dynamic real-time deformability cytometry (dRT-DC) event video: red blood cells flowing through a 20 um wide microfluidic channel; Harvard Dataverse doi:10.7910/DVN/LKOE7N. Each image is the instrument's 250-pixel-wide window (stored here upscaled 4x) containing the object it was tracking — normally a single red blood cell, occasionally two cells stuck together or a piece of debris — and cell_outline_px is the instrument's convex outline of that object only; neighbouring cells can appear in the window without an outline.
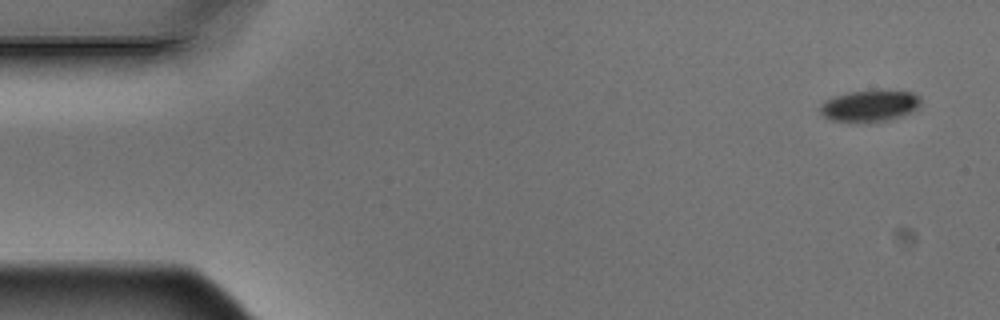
{"species": "Egyptian fruit bat (a non-hibernating species)", "species_latin": "Rousettus aegyptiacus", "temperature_condition": "warm", "stored_images_in_passage": 6, "segment_of_instrument_passage": [1, 2], "camera_frame_rate_fps": 3000, "um_per_image_px": 0.085, "animal": {"sex": "male"}, "frame": {"image": 1, "passage_image": 1, "time_ms": 0.0, "image_size_px": [1000, 320], "cell_outline_px": [[920, 104], [912, 112], [888, 120], [828, 120], [820, 112], [820, 104], [824, 100], [848, 92], [912, 92], [920, 96]], "centroid_in_image_um": [73.9, 8.99], "position_along_channel_um": 11.1, "area_um2": 17.51}}
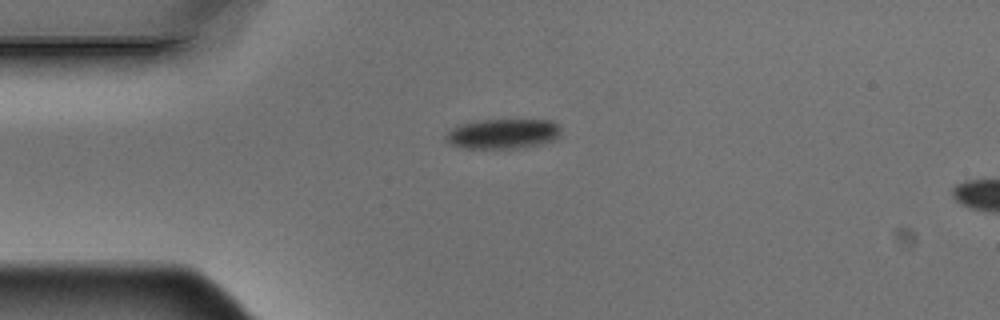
{"frame": {"image": 2, "passage_image": 4, "time_ms": 1.0, "image_size_px": [1000, 320], "cell_outline_px": [[560, 132], [552, 140], [536, 144], [516, 148], [460, 148], [448, 144], [444, 140], [444, 136], [452, 128], [460, 124], [484, 120], [552, 120], [560, 124]], "centroid_in_image_um": [42.68, 11.37], "position_along_channel_um": 42.3, "area_um2": 19.94}}